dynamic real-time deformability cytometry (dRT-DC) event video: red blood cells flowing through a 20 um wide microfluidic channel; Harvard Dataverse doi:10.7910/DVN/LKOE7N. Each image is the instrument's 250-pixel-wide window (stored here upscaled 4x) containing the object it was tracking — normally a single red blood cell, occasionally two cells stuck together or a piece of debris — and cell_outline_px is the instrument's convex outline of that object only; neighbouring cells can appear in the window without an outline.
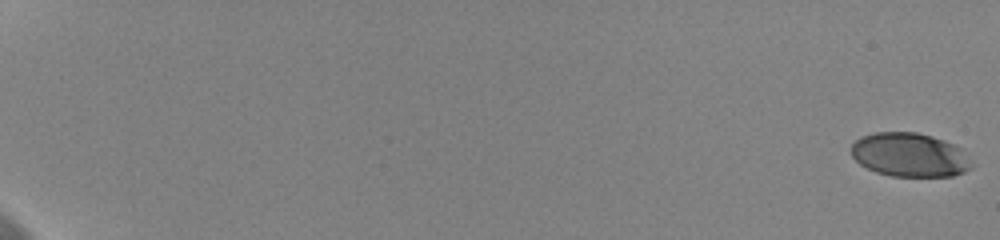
{"species": "human", "species_latin": "Homo sapiens", "temperature_condition": "cold", "stored_images_in_passage": 59, "camera_frame_rate_fps": 3000, "um_per_image_px": 0.085, "donor": {"sex": "female"}, "frame": {"image": 1, "passage_image": 1, "time_ms": 0.0, "image_size_px": [1000, 240], "cell_outline_px": [[972, 168], [964, 172], [952, 176], [892, 176], [876, 172], [860, 164], [852, 156], [852, 144], [860, 136], [876, 132], [916, 132], [932, 136], [944, 140], [960, 148], [972, 164]], "centroid_in_image_um": [77.3, 13.16], "position_along_channel_um": 7.7, "area_um2": 30.63}}
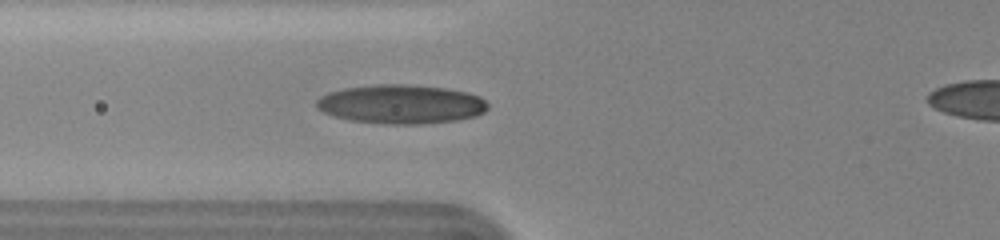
{"frame": {"image": 2, "passage_image": 27, "time_ms": 8.667, "image_size_px": [1000, 240], "cell_outline_px": [[488, 108], [484, 112], [476, 116], [456, 120], [420, 124], [384, 124], [348, 120], [332, 116], [316, 108], [316, 100], [320, 96], [328, 92], [344, 88], [376, 84], [408, 84], [444, 88], [468, 92], [480, 96], [488, 104]], "centroid_in_image_um": [34.07, 8.85], "position_along_channel_um": 91.7, "area_um2": 39.25}}
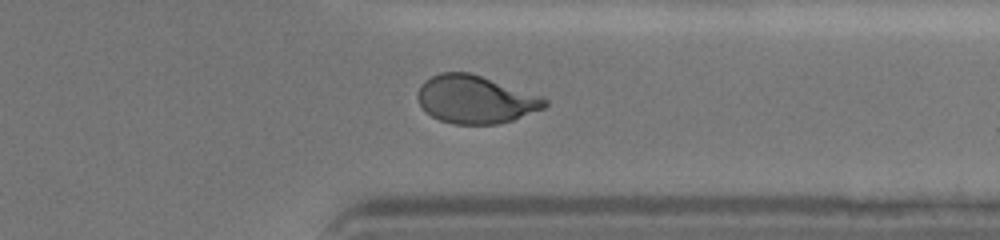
{"frame": {"image": 3, "passage_image": 50, "time_ms": 16.333, "image_size_px": [1000, 240], "cell_outline_px": [[548, 104], [544, 108], [512, 120], [496, 124], [452, 124], [440, 120], [432, 116], [420, 104], [416, 96], [416, 92], [420, 84], [424, 80], [440, 72], [472, 72], [544, 96], [548, 100]], "centroid_in_image_um": [40.42, 8.43], "position_along_channel_um": 371.0, "area_um2": 35.89}}